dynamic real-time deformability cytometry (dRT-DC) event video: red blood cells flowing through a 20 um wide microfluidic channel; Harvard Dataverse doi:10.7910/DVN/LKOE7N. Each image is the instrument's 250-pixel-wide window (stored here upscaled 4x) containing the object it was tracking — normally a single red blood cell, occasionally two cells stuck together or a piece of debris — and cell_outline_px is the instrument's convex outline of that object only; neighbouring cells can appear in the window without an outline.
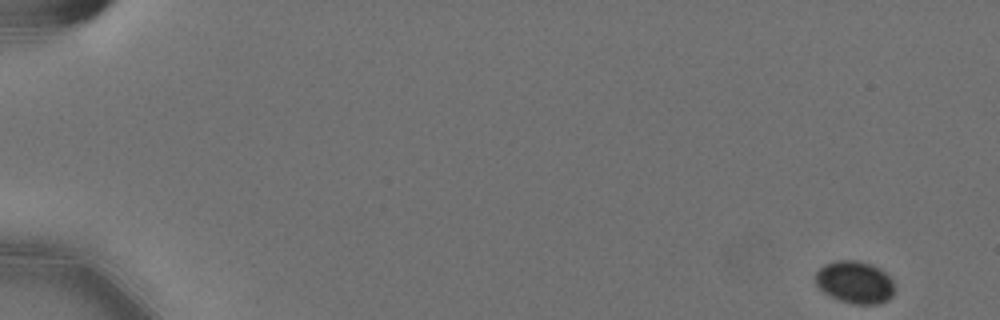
{"species": "Egyptian fruit bat (a non-hibernating species)", "species_latin": "Rousettus aegyptiacus", "temperature_condition": "cold", "stored_images_in_passage": 6, "camera_frame_rate_fps": 3000, "um_per_image_px": 0.085, "animal": {"sex": "female"}, "frame": {"image": 1, "passage_image": 1, "time_ms": 0.0, "image_size_px": [1000, 320], "cell_outline_px": [[892, 296], [888, 300], [876, 304], [852, 304], [840, 300], [824, 292], [816, 284], [816, 272], [824, 264], [836, 260], [856, 260], [872, 264], [880, 268], [892, 280]], "centroid_in_image_um": [72.65, 23.98], "position_along_channel_um": 12.4, "area_um2": 19.36}}